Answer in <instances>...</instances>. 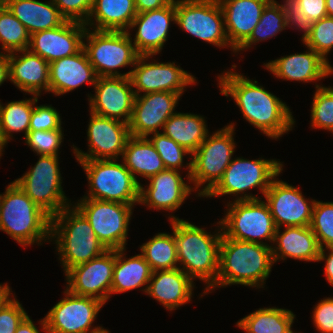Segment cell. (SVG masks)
I'll list each match as a JSON object with an SVG mask.
<instances>
[{
	"label": "cell",
	"instance_id": "6da1fadb",
	"mask_svg": "<svg viewBox=\"0 0 333 333\" xmlns=\"http://www.w3.org/2000/svg\"><path fill=\"white\" fill-rule=\"evenodd\" d=\"M218 81L220 93L233 98L244 119L268 138L279 139L294 128L289 106L257 80L229 69L218 75Z\"/></svg>",
	"mask_w": 333,
	"mask_h": 333
},
{
	"label": "cell",
	"instance_id": "7a4b0ae2",
	"mask_svg": "<svg viewBox=\"0 0 333 333\" xmlns=\"http://www.w3.org/2000/svg\"><path fill=\"white\" fill-rule=\"evenodd\" d=\"M272 266L274 261L271 246L222 235L217 281L205 292V295L216 288H226L235 284L264 288Z\"/></svg>",
	"mask_w": 333,
	"mask_h": 333
},
{
	"label": "cell",
	"instance_id": "3957f363",
	"mask_svg": "<svg viewBox=\"0 0 333 333\" xmlns=\"http://www.w3.org/2000/svg\"><path fill=\"white\" fill-rule=\"evenodd\" d=\"M174 220V238L177 246L179 268L193 281L199 279L206 284L205 292L217 281L219 270V248L223 235L220 221L215 233L207 232L184 219L169 215ZM220 228V229H219ZM182 266V268H181Z\"/></svg>",
	"mask_w": 333,
	"mask_h": 333
},
{
	"label": "cell",
	"instance_id": "277c9868",
	"mask_svg": "<svg viewBox=\"0 0 333 333\" xmlns=\"http://www.w3.org/2000/svg\"><path fill=\"white\" fill-rule=\"evenodd\" d=\"M0 230L23 247L42 245L51 241V216L13 181L2 193Z\"/></svg>",
	"mask_w": 333,
	"mask_h": 333
},
{
	"label": "cell",
	"instance_id": "5b68a950",
	"mask_svg": "<svg viewBox=\"0 0 333 333\" xmlns=\"http://www.w3.org/2000/svg\"><path fill=\"white\" fill-rule=\"evenodd\" d=\"M50 239L56 244L65 273L107 250L98 240L88 220L73 204L51 217Z\"/></svg>",
	"mask_w": 333,
	"mask_h": 333
},
{
	"label": "cell",
	"instance_id": "8992f818",
	"mask_svg": "<svg viewBox=\"0 0 333 333\" xmlns=\"http://www.w3.org/2000/svg\"><path fill=\"white\" fill-rule=\"evenodd\" d=\"M234 131L235 123L231 122L212 135L208 133L191 155L190 183L194 185L192 188L197 191V197L204 198L217 185L233 160L236 148Z\"/></svg>",
	"mask_w": 333,
	"mask_h": 333
},
{
	"label": "cell",
	"instance_id": "52a82bcc",
	"mask_svg": "<svg viewBox=\"0 0 333 333\" xmlns=\"http://www.w3.org/2000/svg\"><path fill=\"white\" fill-rule=\"evenodd\" d=\"M283 166V163L276 159L234 158L221 180L205 197L218 198L230 194L235 196L234 201L262 199L245 191L257 188L264 195L272 181L282 173Z\"/></svg>",
	"mask_w": 333,
	"mask_h": 333
},
{
	"label": "cell",
	"instance_id": "ba28073f",
	"mask_svg": "<svg viewBox=\"0 0 333 333\" xmlns=\"http://www.w3.org/2000/svg\"><path fill=\"white\" fill-rule=\"evenodd\" d=\"M87 180V194L82 198L119 202L126 205L139 204L140 184L123 162L117 159L77 160Z\"/></svg>",
	"mask_w": 333,
	"mask_h": 333
},
{
	"label": "cell",
	"instance_id": "9c48e42d",
	"mask_svg": "<svg viewBox=\"0 0 333 333\" xmlns=\"http://www.w3.org/2000/svg\"><path fill=\"white\" fill-rule=\"evenodd\" d=\"M83 48L98 77H129L130 71L121 74L118 69L133 67L139 57L132 43L130 31H101L87 28L83 38Z\"/></svg>",
	"mask_w": 333,
	"mask_h": 333
},
{
	"label": "cell",
	"instance_id": "30bf717a",
	"mask_svg": "<svg viewBox=\"0 0 333 333\" xmlns=\"http://www.w3.org/2000/svg\"><path fill=\"white\" fill-rule=\"evenodd\" d=\"M226 206L225 217L220 219L225 237L273 246L263 242H274L277 229L264 200L229 201Z\"/></svg>",
	"mask_w": 333,
	"mask_h": 333
},
{
	"label": "cell",
	"instance_id": "8fae6325",
	"mask_svg": "<svg viewBox=\"0 0 333 333\" xmlns=\"http://www.w3.org/2000/svg\"><path fill=\"white\" fill-rule=\"evenodd\" d=\"M37 163L14 182L51 217L71 205L63 191L59 156L38 155Z\"/></svg>",
	"mask_w": 333,
	"mask_h": 333
},
{
	"label": "cell",
	"instance_id": "7c38bea8",
	"mask_svg": "<svg viewBox=\"0 0 333 333\" xmlns=\"http://www.w3.org/2000/svg\"><path fill=\"white\" fill-rule=\"evenodd\" d=\"M88 220L106 249H124L135 205L81 198L73 204Z\"/></svg>",
	"mask_w": 333,
	"mask_h": 333
},
{
	"label": "cell",
	"instance_id": "4fadbf2b",
	"mask_svg": "<svg viewBox=\"0 0 333 333\" xmlns=\"http://www.w3.org/2000/svg\"><path fill=\"white\" fill-rule=\"evenodd\" d=\"M177 26L190 35L219 48L230 46L224 15L218 0H176Z\"/></svg>",
	"mask_w": 333,
	"mask_h": 333
},
{
	"label": "cell",
	"instance_id": "5bb4252c",
	"mask_svg": "<svg viewBox=\"0 0 333 333\" xmlns=\"http://www.w3.org/2000/svg\"><path fill=\"white\" fill-rule=\"evenodd\" d=\"M64 297L39 321L45 333H92L102 326L92 325L104 303L78 296L64 289ZM94 326V327H93Z\"/></svg>",
	"mask_w": 333,
	"mask_h": 333
},
{
	"label": "cell",
	"instance_id": "9a60e30c",
	"mask_svg": "<svg viewBox=\"0 0 333 333\" xmlns=\"http://www.w3.org/2000/svg\"><path fill=\"white\" fill-rule=\"evenodd\" d=\"M153 55H139L134 69L130 70V81L135 96L154 93L172 92L180 96L186 87L197 83L196 77L183 70L175 62H148Z\"/></svg>",
	"mask_w": 333,
	"mask_h": 333
},
{
	"label": "cell",
	"instance_id": "2e32d148",
	"mask_svg": "<svg viewBox=\"0 0 333 333\" xmlns=\"http://www.w3.org/2000/svg\"><path fill=\"white\" fill-rule=\"evenodd\" d=\"M87 131L88 151L73 146L76 160H107L122 157L129 139V124L90 112Z\"/></svg>",
	"mask_w": 333,
	"mask_h": 333
},
{
	"label": "cell",
	"instance_id": "e0dca14e",
	"mask_svg": "<svg viewBox=\"0 0 333 333\" xmlns=\"http://www.w3.org/2000/svg\"><path fill=\"white\" fill-rule=\"evenodd\" d=\"M116 250L107 249L98 257L70 268L64 275L66 289L78 296L92 297L104 304L110 299Z\"/></svg>",
	"mask_w": 333,
	"mask_h": 333
},
{
	"label": "cell",
	"instance_id": "ac0fdd59",
	"mask_svg": "<svg viewBox=\"0 0 333 333\" xmlns=\"http://www.w3.org/2000/svg\"><path fill=\"white\" fill-rule=\"evenodd\" d=\"M264 197L277 228L310 226L315 199H305L299 187L276 177Z\"/></svg>",
	"mask_w": 333,
	"mask_h": 333
},
{
	"label": "cell",
	"instance_id": "d6986e66",
	"mask_svg": "<svg viewBox=\"0 0 333 333\" xmlns=\"http://www.w3.org/2000/svg\"><path fill=\"white\" fill-rule=\"evenodd\" d=\"M95 94H88L89 110L97 115L129 124L135 93L129 77H97Z\"/></svg>",
	"mask_w": 333,
	"mask_h": 333
},
{
	"label": "cell",
	"instance_id": "ffe728a7",
	"mask_svg": "<svg viewBox=\"0 0 333 333\" xmlns=\"http://www.w3.org/2000/svg\"><path fill=\"white\" fill-rule=\"evenodd\" d=\"M181 96L172 92H154L135 96L130 135L150 137L161 132L164 123L173 115ZM160 128V129H159Z\"/></svg>",
	"mask_w": 333,
	"mask_h": 333
},
{
	"label": "cell",
	"instance_id": "44dd1931",
	"mask_svg": "<svg viewBox=\"0 0 333 333\" xmlns=\"http://www.w3.org/2000/svg\"><path fill=\"white\" fill-rule=\"evenodd\" d=\"M86 29L84 23L67 20L59 27L33 33L28 49L48 63L72 56L83 48Z\"/></svg>",
	"mask_w": 333,
	"mask_h": 333
},
{
	"label": "cell",
	"instance_id": "7402d4cb",
	"mask_svg": "<svg viewBox=\"0 0 333 333\" xmlns=\"http://www.w3.org/2000/svg\"><path fill=\"white\" fill-rule=\"evenodd\" d=\"M179 170L165 169L150 177L148 186L140 184L139 205L154 210L176 211L194 192L193 186L185 182ZM146 188V189H145Z\"/></svg>",
	"mask_w": 333,
	"mask_h": 333
},
{
	"label": "cell",
	"instance_id": "603a6c76",
	"mask_svg": "<svg viewBox=\"0 0 333 333\" xmlns=\"http://www.w3.org/2000/svg\"><path fill=\"white\" fill-rule=\"evenodd\" d=\"M176 22L175 4L160 9L137 13L129 28L136 34L132 43L139 55L159 54L168 40L170 24ZM135 28V29H134Z\"/></svg>",
	"mask_w": 333,
	"mask_h": 333
},
{
	"label": "cell",
	"instance_id": "cb8c5ba5",
	"mask_svg": "<svg viewBox=\"0 0 333 333\" xmlns=\"http://www.w3.org/2000/svg\"><path fill=\"white\" fill-rule=\"evenodd\" d=\"M304 53H295L282 56L268 63H264L265 69L276 78L286 81H298L303 83L321 81V79L333 74V66L326 62L317 52L306 46Z\"/></svg>",
	"mask_w": 333,
	"mask_h": 333
},
{
	"label": "cell",
	"instance_id": "d4e9b609",
	"mask_svg": "<svg viewBox=\"0 0 333 333\" xmlns=\"http://www.w3.org/2000/svg\"><path fill=\"white\" fill-rule=\"evenodd\" d=\"M97 77L86 51L82 48L72 56L49 63V94L51 92L55 96L64 95L84 83L94 87Z\"/></svg>",
	"mask_w": 333,
	"mask_h": 333
},
{
	"label": "cell",
	"instance_id": "484cf974",
	"mask_svg": "<svg viewBox=\"0 0 333 333\" xmlns=\"http://www.w3.org/2000/svg\"><path fill=\"white\" fill-rule=\"evenodd\" d=\"M230 46L236 51L251 35L271 0H218Z\"/></svg>",
	"mask_w": 333,
	"mask_h": 333
},
{
	"label": "cell",
	"instance_id": "4316f807",
	"mask_svg": "<svg viewBox=\"0 0 333 333\" xmlns=\"http://www.w3.org/2000/svg\"><path fill=\"white\" fill-rule=\"evenodd\" d=\"M8 62L10 81L21 92L37 96L49 92V63L41 56L21 50L8 54Z\"/></svg>",
	"mask_w": 333,
	"mask_h": 333
},
{
	"label": "cell",
	"instance_id": "83f0119b",
	"mask_svg": "<svg viewBox=\"0 0 333 333\" xmlns=\"http://www.w3.org/2000/svg\"><path fill=\"white\" fill-rule=\"evenodd\" d=\"M194 283L180 268L159 270L152 272L145 294L171 312L192 300Z\"/></svg>",
	"mask_w": 333,
	"mask_h": 333
},
{
	"label": "cell",
	"instance_id": "f1b7e54d",
	"mask_svg": "<svg viewBox=\"0 0 333 333\" xmlns=\"http://www.w3.org/2000/svg\"><path fill=\"white\" fill-rule=\"evenodd\" d=\"M276 229L272 246L274 263L292 258L300 261L317 262L320 246L310 226H286Z\"/></svg>",
	"mask_w": 333,
	"mask_h": 333
},
{
	"label": "cell",
	"instance_id": "f546056e",
	"mask_svg": "<svg viewBox=\"0 0 333 333\" xmlns=\"http://www.w3.org/2000/svg\"><path fill=\"white\" fill-rule=\"evenodd\" d=\"M3 4L26 27L30 35L59 27L67 21L52 0H6Z\"/></svg>",
	"mask_w": 333,
	"mask_h": 333
},
{
	"label": "cell",
	"instance_id": "4dcf8cb0",
	"mask_svg": "<svg viewBox=\"0 0 333 333\" xmlns=\"http://www.w3.org/2000/svg\"><path fill=\"white\" fill-rule=\"evenodd\" d=\"M136 15L135 0H94L85 26L101 31H128Z\"/></svg>",
	"mask_w": 333,
	"mask_h": 333
},
{
	"label": "cell",
	"instance_id": "1f68e13d",
	"mask_svg": "<svg viewBox=\"0 0 333 333\" xmlns=\"http://www.w3.org/2000/svg\"><path fill=\"white\" fill-rule=\"evenodd\" d=\"M126 248L116 249V261L113 268L112 294L140 288L146 293L152 270L141 254L126 258ZM125 255V256H124Z\"/></svg>",
	"mask_w": 333,
	"mask_h": 333
},
{
	"label": "cell",
	"instance_id": "d6a6232c",
	"mask_svg": "<svg viewBox=\"0 0 333 333\" xmlns=\"http://www.w3.org/2000/svg\"><path fill=\"white\" fill-rule=\"evenodd\" d=\"M122 162L139 184L137 176L148 180L166 169L158 152L148 137L130 136L122 154ZM137 174V175H136Z\"/></svg>",
	"mask_w": 333,
	"mask_h": 333
},
{
	"label": "cell",
	"instance_id": "836d02e7",
	"mask_svg": "<svg viewBox=\"0 0 333 333\" xmlns=\"http://www.w3.org/2000/svg\"><path fill=\"white\" fill-rule=\"evenodd\" d=\"M207 128L202 115L175 112L164 123L162 133L193 154L206 139Z\"/></svg>",
	"mask_w": 333,
	"mask_h": 333
},
{
	"label": "cell",
	"instance_id": "e575fe53",
	"mask_svg": "<svg viewBox=\"0 0 333 333\" xmlns=\"http://www.w3.org/2000/svg\"><path fill=\"white\" fill-rule=\"evenodd\" d=\"M296 315L289 309L259 308L236 323L246 333H291Z\"/></svg>",
	"mask_w": 333,
	"mask_h": 333
},
{
	"label": "cell",
	"instance_id": "d590c367",
	"mask_svg": "<svg viewBox=\"0 0 333 333\" xmlns=\"http://www.w3.org/2000/svg\"><path fill=\"white\" fill-rule=\"evenodd\" d=\"M173 233L159 232L140 246L144 257L153 272L179 268L177 246L174 238V220H170Z\"/></svg>",
	"mask_w": 333,
	"mask_h": 333
},
{
	"label": "cell",
	"instance_id": "8d00e7d4",
	"mask_svg": "<svg viewBox=\"0 0 333 333\" xmlns=\"http://www.w3.org/2000/svg\"><path fill=\"white\" fill-rule=\"evenodd\" d=\"M37 95L29 99L11 101L2 104L0 101V133L6 144L13 139V133L23 132L26 136L29 131L30 117L35 103L38 102Z\"/></svg>",
	"mask_w": 333,
	"mask_h": 333
},
{
	"label": "cell",
	"instance_id": "74e56055",
	"mask_svg": "<svg viewBox=\"0 0 333 333\" xmlns=\"http://www.w3.org/2000/svg\"><path fill=\"white\" fill-rule=\"evenodd\" d=\"M286 12L283 4L271 0L263 9L258 24L254 27L250 37L235 51V54L246 51L251 45L276 37L278 33L286 30Z\"/></svg>",
	"mask_w": 333,
	"mask_h": 333
},
{
	"label": "cell",
	"instance_id": "f35d334b",
	"mask_svg": "<svg viewBox=\"0 0 333 333\" xmlns=\"http://www.w3.org/2000/svg\"><path fill=\"white\" fill-rule=\"evenodd\" d=\"M30 34L26 27L0 3V42L3 54L27 50L30 45Z\"/></svg>",
	"mask_w": 333,
	"mask_h": 333
},
{
	"label": "cell",
	"instance_id": "ab89813d",
	"mask_svg": "<svg viewBox=\"0 0 333 333\" xmlns=\"http://www.w3.org/2000/svg\"><path fill=\"white\" fill-rule=\"evenodd\" d=\"M150 142L153 144L154 148L158 152L161 157L164 166L166 169H175L180 170L183 167L187 169V178L190 182V174H191V160L189 163H186L184 166V157L189 155L191 157V153L187 151L185 148L177 144L173 139L164 135L162 132L151 134Z\"/></svg>",
	"mask_w": 333,
	"mask_h": 333
},
{
	"label": "cell",
	"instance_id": "60d3db41",
	"mask_svg": "<svg viewBox=\"0 0 333 333\" xmlns=\"http://www.w3.org/2000/svg\"><path fill=\"white\" fill-rule=\"evenodd\" d=\"M313 102L311 103L312 129H324L333 134V86L325 87L315 84Z\"/></svg>",
	"mask_w": 333,
	"mask_h": 333
},
{
	"label": "cell",
	"instance_id": "b9f144b4",
	"mask_svg": "<svg viewBox=\"0 0 333 333\" xmlns=\"http://www.w3.org/2000/svg\"><path fill=\"white\" fill-rule=\"evenodd\" d=\"M310 228L321 249L333 247V202L315 200Z\"/></svg>",
	"mask_w": 333,
	"mask_h": 333
},
{
	"label": "cell",
	"instance_id": "7bdbcfd3",
	"mask_svg": "<svg viewBox=\"0 0 333 333\" xmlns=\"http://www.w3.org/2000/svg\"><path fill=\"white\" fill-rule=\"evenodd\" d=\"M63 129L28 131L24 141L37 155L59 156V149L65 136Z\"/></svg>",
	"mask_w": 333,
	"mask_h": 333
},
{
	"label": "cell",
	"instance_id": "ee69618b",
	"mask_svg": "<svg viewBox=\"0 0 333 333\" xmlns=\"http://www.w3.org/2000/svg\"><path fill=\"white\" fill-rule=\"evenodd\" d=\"M329 63L327 55L333 50V17L326 16L313 23L312 33L303 42Z\"/></svg>",
	"mask_w": 333,
	"mask_h": 333
},
{
	"label": "cell",
	"instance_id": "f6af8a7d",
	"mask_svg": "<svg viewBox=\"0 0 333 333\" xmlns=\"http://www.w3.org/2000/svg\"><path fill=\"white\" fill-rule=\"evenodd\" d=\"M27 315L22 304L12 294L0 306V333H15L19 324Z\"/></svg>",
	"mask_w": 333,
	"mask_h": 333
},
{
	"label": "cell",
	"instance_id": "bcb514c9",
	"mask_svg": "<svg viewBox=\"0 0 333 333\" xmlns=\"http://www.w3.org/2000/svg\"><path fill=\"white\" fill-rule=\"evenodd\" d=\"M59 112L52 105H34L30 117L29 131L63 129Z\"/></svg>",
	"mask_w": 333,
	"mask_h": 333
},
{
	"label": "cell",
	"instance_id": "7dc6e473",
	"mask_svg": "<svg viewBox=\"0 0 333 333\" xmlns=\"http://www.w3.org/2000/svg\"><path fill=\"white\" fill-rule=\"evenodd\" d=\"M61 14L69 21L86 23L94 0H52Z\"/></svg>",
	"mask_w": 333,
	"mask_h": 333
},
{
	"label": "cell",
	"instance_id": "c3c4849f",
	"mask_svg": "<svg viewBox=\"0 0 333 333\" xmlns=\"http://www.w3.org/2000/svg\"><path fill=\"white\" fill-rule=\"evenodd\" d=\"M284 9L286 12V27L302 30L304 34L302 35V42H305L306 39L311 35L313 22L298 9L297 5L292 0H283Z\"/></svg>",
	"mask_w": 333,
	"mask_h": 333
},
{
	"label": "cell",
	"instance_id": "681fc988",
	"mask_svg": "<svg viewBox=\"0 0 333 333\" xmlns=\"http://www.w3.org/2000/svg\"><path fill=\"white\" fill-rule=\"evenodd\" d=\"M313 325L320 333H333V297L323 298L312 311Z\"/></svg>",
	"mask_w": 333,
	"mask_h": 333
},
{
	"label": "cell",
	"instance_id": "f907efd6",
	"mask_svg": "<svg viewBox=\"0 0 333 333\" xmlns=\"http://www.w3.org/2000/svg\"><path fill=\"white\" fill-rule=\"evenodd\" d=\"M311 22L319 21L328 16L326 0H292Z\"/></svg>",
	"mask_w": 333,
	"mask_h": 333
},
{
	"label": "cell",
	"instance_id": "816d5d0a",
	"mask_svg": "<svg viewBox=\"0 0 333 333\" xmlns=\"http://www.w3.org/2000/svg\"><path fill=\"white\" fill-rule=\"evenodd\" d=\"M326 251H328V253ZM321 261H325L324 275L329 284L333 287V247L320 249L317 262Z\"/></svg>",
	"mask_w": 333,
	"mask_h": 333
},
{
	"label": "cell",
	"instance_id": "f5cc1de1",
	"mask_svg": "<svg viewBox=\"0 0 333 333\" xmlns=\"http://www.w3.org/2000/svg\"><path fill=\"white\" fill-rule=\"evenodd\" d=\"M175 2L176 0H135V8L137 13H142L175 4Z\"/></svg>",
	"mask_w": 333,
	"mask_h": 333
},
{
	"label": "cell",
	"instance_id": "db71d44e",
	"mask_svg": "<svg viewBox=\"0 0 333 333\" xmlns=\"http://www.w3.org/2000/svg\"><path fill=\"white\" fill-rule=\"evenodd\" d=\"M7 80L10 81L8 54L0 53V86Z\"/></svg>",
	"mask_w": 333,
	"mask_h": 333
},
{
	"label": "cell",
	"instance_id": "11a10c76",
	"mask_svg": "<svg viewBox=\"0 0 333 333\" xmlns=\"http://www.w3.org/2000/svg\"><path fill=\"white\" fill-rule=\"evenodd\" d=\"M30 318L31 317L27 315L19 324L15 333H40V330H38L37 326Z\"/></svg>",
	"mask_w": 333,
	"mask_h": 333
},
{
	"label": "cell",
	"instance_id": "9f6ffc18",
	"mask_svg": "<svg viewBox=\"0 0 333 333\" xmlns=\"http://www.w3.org/2000/svg\"><path fill=\"white\" fill-rule=\"evenodd\" d=\"M12 289L8 283L0 284V306L12 295Z\"/></svg>",
	"mask_w": 333,
	"mask_h": 333
},
{
	"label": "cell",
	"instance_id": "6f0895ef",
	"mask_svg": "<svg viewBox=\"0 0 333 333\" xmlns=\"http://www.w3.org/2000/svg\"><path fill=\"white\" fill-rule=\"evenodd\" d=\"M327 15L333 17V0H326Z\"/></svg>",
	"mask_w": 333,
	"mask_h": 333
},
{
	"label": "cell",
	"instance_id": "680465c9",
	"mask_svg": "<svg viewBox=\"0 0 333 333\" xmlns=\"http://www.w3.org/2000/svg\"><path fill=\"white\" fill-rule=\"evenodd\" d=\"M6 142L3 140L2 136H1V133H0V158L2 157L3 153L4 152V147H6Z\"/></svg>",
	"mask_w": 333,
	"mask_h": 333
},
{
	"label": "cell",
	"instance_id": "91938a15",
	"mask_svg": "<svg viewBox=\"0 0 333 333\" xmlns=\"http://www.w3.org/2000/svg\"><path fill=\"white\" fill-rule=\"evenodd\" d=\"M92 333H110V331H108V329H104L103 327L95 332Z\"/></svg>",
	"mask_w": 333,
	"mask_h": 333
},
{
	"label": "cell",
	"instance_id": "94428289",
	"mask_svg": "<svg viewBox=\"0 0 333 333\" xmlns=\"http://www.w3.org/2000/svg\"><path fill=\"white\" fill-rule=\"evenodd\" d=\"M2 194H0V208H1Z\"/></svg>",
	"mask_w": 333,
	"mask_h": 333
}]
</instances>
